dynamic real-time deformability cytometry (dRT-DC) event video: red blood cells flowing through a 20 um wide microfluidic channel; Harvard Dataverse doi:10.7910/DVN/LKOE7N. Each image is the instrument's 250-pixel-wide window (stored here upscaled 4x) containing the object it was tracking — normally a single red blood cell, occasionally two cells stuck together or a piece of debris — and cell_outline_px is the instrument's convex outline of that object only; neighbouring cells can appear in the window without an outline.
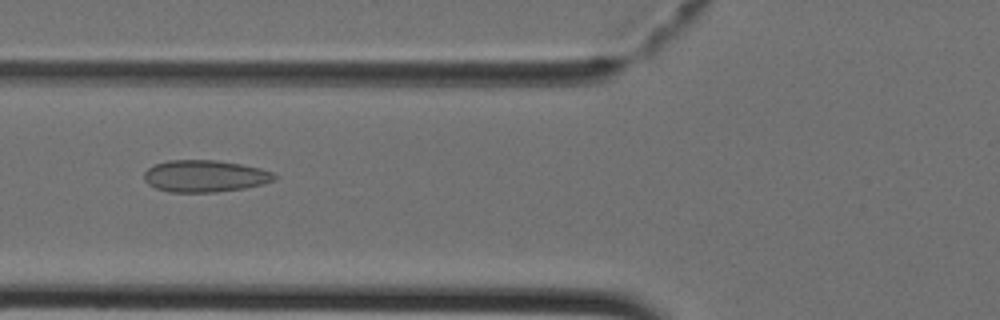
{"species": "Egyptian fruit bat (a non-hibernating species)", "species_latin": "Rousettus aegyptiacus", "temperature_condition": "cold", "stored_images_in_passage": 36, "camera_frame_rate_fps": 3000, "um_per_image_px": 0.085, "animal": {"sex": "female"}, "frame": {"image": 1, "passage_image": 9, "time_ms": 2.667, "image_size_px": [1000, 320], "cell_outline_px": [[276, 180], [264, 184], [244, 188], [216, 192], [168, 192], [156, 188], [148, 184], [144, 180], [144, 172], [148, 168], [156, 164], [168, 160], [216, 160], [240, 164], [260, 168], [272, 172], [276, 176]], "centroid_in_image_um": [17.41, 14.97], "position_along_channel_um": 108.4, "area_um2": 24.28}}
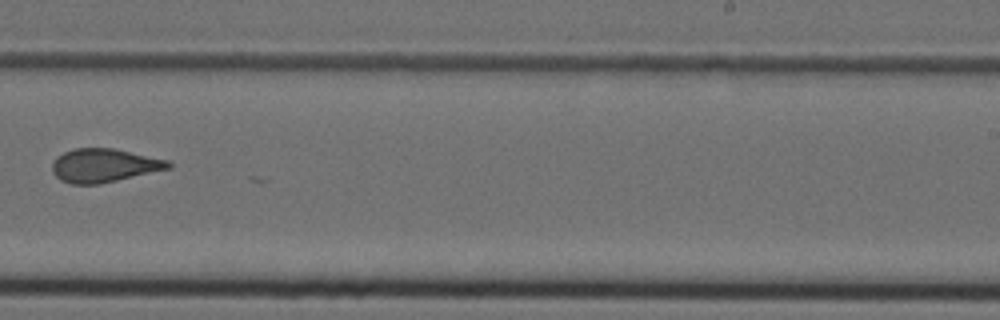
{"frame": {"image": 2, "passage_image": 20, "time_ms": 6.333, "image_size_px": [1000, 320], "cell_outline_px": [[172, 168], [100, 184], [72, 184], [60, 180], [52, 172], [52, 164], [56, 156], [72, 148], [112, 148], [168, 160], [172, 164]], "centroid_in_image_um": [8.83, 14.06], "position_along_channel_um": 280.2, "area_um2": 22.77}}
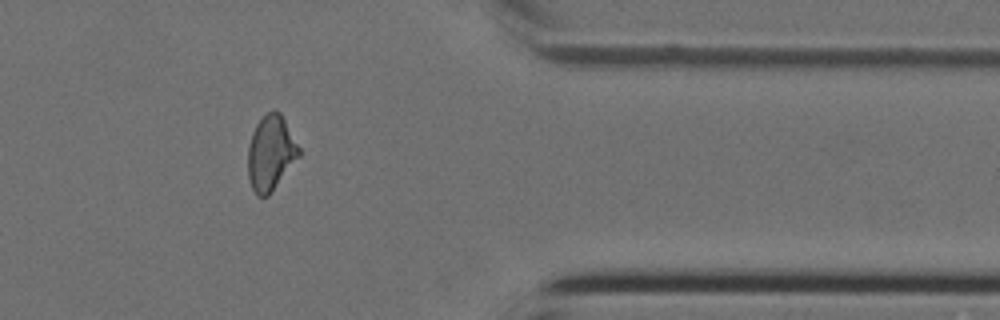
{"frame": {"image": 3, "passage_image": 28, "time_ms": 9.0, "image_size_px": [1000, 320], "cell_outline_px": [[300, 156], [268, 196], [256, 196], [252, 188], [248, 176], [248, 148], [252, 132], [256, 124], [268, 112], [280, 112], [300, 148]], "centroid_in_image_um": [23.01, 13.03], "position_along_channel_um": 388.4, "area_um2": 22.02}}